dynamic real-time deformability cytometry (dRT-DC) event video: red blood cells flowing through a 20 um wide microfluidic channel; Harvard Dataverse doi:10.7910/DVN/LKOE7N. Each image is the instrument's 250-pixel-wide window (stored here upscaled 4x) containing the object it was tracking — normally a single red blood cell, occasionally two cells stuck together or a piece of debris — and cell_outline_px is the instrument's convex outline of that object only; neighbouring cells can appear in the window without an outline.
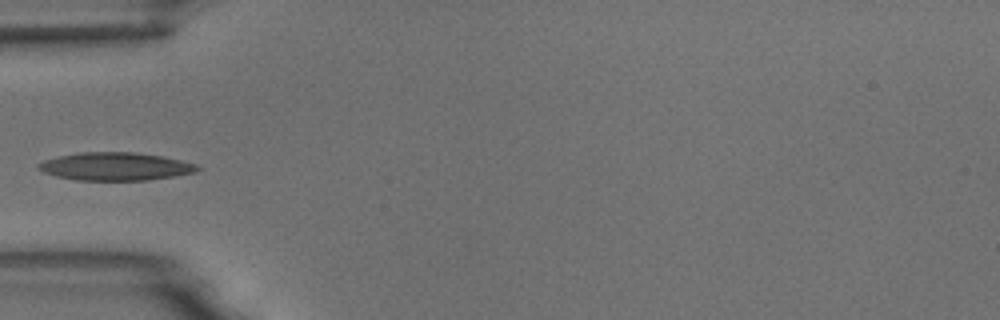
{"species": "common noctule bat (a hibernating species)", "species_latin": "Nyctalus noctula", "temperature_condition": "room temperature", "stored_images_in_passage": 4, "camera_frame_rate_fps": 3000, "um_per_image_px": 0.085, "animal": {"sex": "male", "body_mass_g": 18.8}, "frame": {"image": 1, "passage_image": 4, "time_ms": 3.333, "image_size_px": [1000, 320], "cell_outline_px": [[200, 168], [196, 172], [148, 180], [76, 180], [56, 176], [44, 172], [36, 168], [36, 164], [44, 160], [60, 156], [80, 152], [136, 152], [164, 156], [196, 164]], "centroid_in_image_um": [9.79, 14.14], "position_along_channel_um": 75.2, "area_um2": 25.89}}